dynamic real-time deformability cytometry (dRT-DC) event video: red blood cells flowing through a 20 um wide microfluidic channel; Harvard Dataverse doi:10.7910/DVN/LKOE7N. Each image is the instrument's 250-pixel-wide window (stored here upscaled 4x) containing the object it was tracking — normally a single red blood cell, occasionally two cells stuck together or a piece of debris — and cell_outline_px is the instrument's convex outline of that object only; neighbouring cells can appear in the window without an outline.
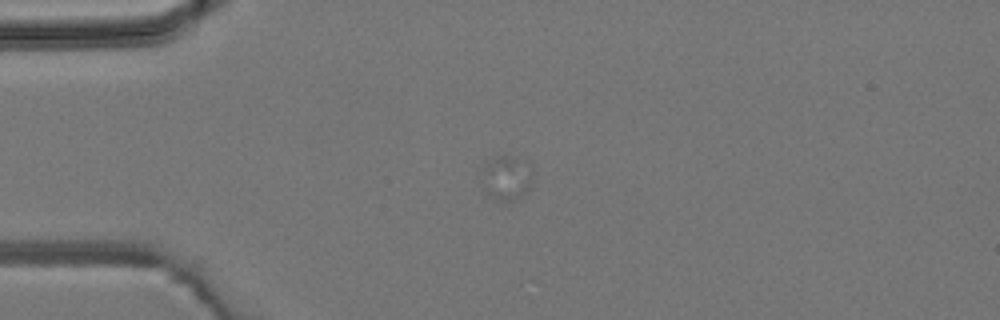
{"species": "common noctule bat (a hibernating species)", "species_latin": "Nyctalus noctula", "temperature_condition": "room temperature", "stored_images_in_passage": 3, "camera_frame_rate_fps": 3000, "um_per_image_px": 0.085, "animal": {"sex": "male", "body_mass_g": 19.2, "forearm_length_mm": 51.8}, "frame": {"image": 1, "passage_image": 1, "time_ms": 0.0, "image_size_px": [1000, 320], "cell_outline_px": [[532, 188], [524, 196], [512, 200], [500, 200], [492, 196], [480, 188], [488, 164], [496, 156], [508, 156], [528, 160], [532, 168]], "centroid_in_image_um": [43.16, 15.13], "position_along_channel_um": 41.8, "area_um2": 13.18}}